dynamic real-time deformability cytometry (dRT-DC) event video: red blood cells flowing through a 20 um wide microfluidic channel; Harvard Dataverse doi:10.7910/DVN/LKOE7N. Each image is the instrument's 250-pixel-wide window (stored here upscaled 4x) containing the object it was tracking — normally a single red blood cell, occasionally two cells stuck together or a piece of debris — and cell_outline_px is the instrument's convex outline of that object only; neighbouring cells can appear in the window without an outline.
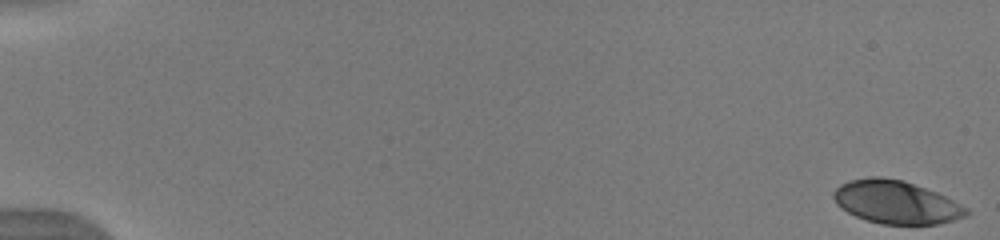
{"species": "human", "species_latin": "Homo sapiens", "temperature_condition": "warm", "stored_images_in_passage": 52, "camera_frame_rate_fps": 3000, "um_per_image_px": 0.085, "donor": {"sex": "male"}, "frame": {"image": 1, "passage_image": 1, "time_ms": 0.0, "image_size_px": [1000, 240], "cell_outline_px": [[972, 212], [968, 216], [936, 224], [880, 224], [856, 216], [848, 212], [836, 204], [832, 196], [832, 192], [840, 184], [848, 180], [868, 176], [880, 176], [900, 180], [936, 192], [968, 208]], "centroid_in_image_um": [76.14, 17.18], "position_along_channel_um": 8.9, "area_um2": 33.23}}
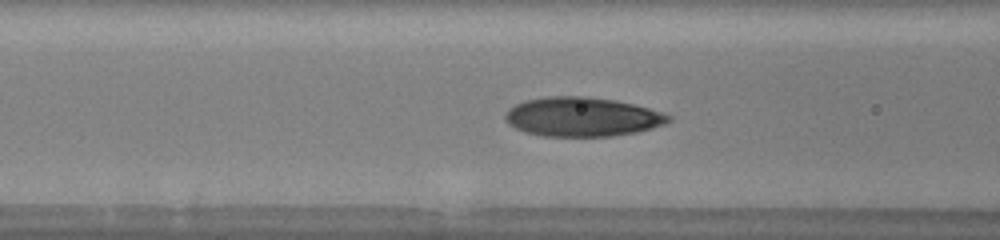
{"frame": {"image": 2, "passage_image": 23, "time_ms": 7.333, "image_size_px": [1000, 240], "cell_outline_px": [[672, 120], [664, 124], [652, 128], [636, 132], [612, 136], [544, 136], [524, 132], [508, 124], [504, 120], [504, 116], [508, 108], [524, 100], [548, 96], [584, 96], [616, 100], [664, 112], [672, 116]], "centroid_in_image_um": [49.47, 9.93], "position_along_channel_um": 117.1, "area_um2": 37.51}}
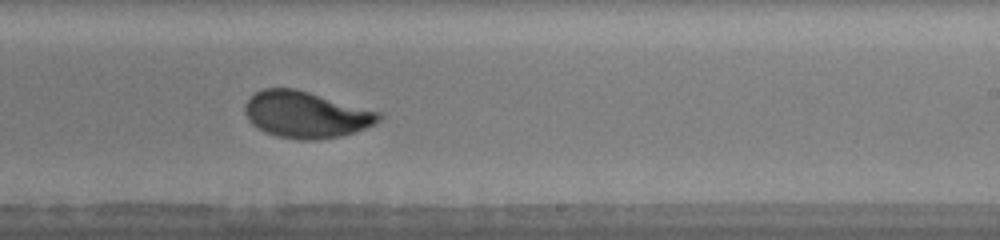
{"frame": {"image": 3, "passage_image": 34, "time_ms": 11.0, "image_size_px": [1000, 240], "cell_outline_px": [[384, 116], [380, 120], [364, 128], [340, 136], [316, 140], [300, 140], [276, 136], [264, 132], [252, 124], [248, 120], [244, 112], [244, 104], [256, 92], [264, 88], [296, 88], [384, 112]], "centroid_in_image_um": [26.02, 9.73], "position_along_channel_um": 263.0, "area_um2": 36.65}, "authors_computed_cell_mechanics": {"area_um2": 35.6626, "velocity_mm_per_s": 3.987, "shape_relaxation_time_tau1_ms": 2.9667, "shape_relaxation_time_tau2_ms": null, "deformation_change_tau1": 0.1569, "deformation_change_tau2": null}}